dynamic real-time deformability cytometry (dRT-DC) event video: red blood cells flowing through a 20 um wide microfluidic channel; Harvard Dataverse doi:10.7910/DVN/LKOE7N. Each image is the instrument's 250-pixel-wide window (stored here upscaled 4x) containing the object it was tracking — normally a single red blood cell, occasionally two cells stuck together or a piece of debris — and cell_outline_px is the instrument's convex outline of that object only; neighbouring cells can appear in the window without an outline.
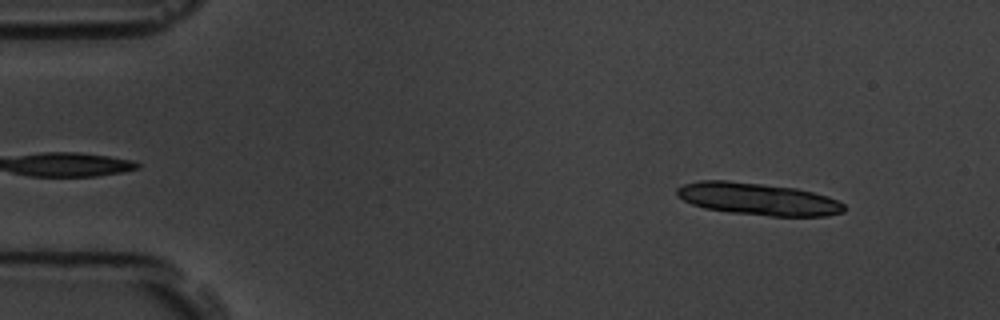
{"species": "common noctule bat (a hibernating species)", "species_latin": "Nyctalus noctula", "temperature_condition": "room temperature", "stored_images_in_passage": 4, "camera_frame_rate_fps": 3000, "um_per_image_px": 0.085, "animal": {"sex": "male", "body_mass_g": 19.5, "forearm_length_mm": 54.6}, "frame": {"image": 1, "passage_image": 1, "time_ms": 0.0, "image_size_px": [1000, 320], "cell_outline_px": [[844, 212], [828, 216], [768, 216], [728, 212], [704, 208], [692, 204], [676, 196], [676, 188], [684, 184], [700, 180], [728, 180], [796, 188], [828, 196], [844, 204]], "centroid_in_image_um": [64.4, 16.92], "position_along_channel_um": 20.6, "area_um2": 31.5}}